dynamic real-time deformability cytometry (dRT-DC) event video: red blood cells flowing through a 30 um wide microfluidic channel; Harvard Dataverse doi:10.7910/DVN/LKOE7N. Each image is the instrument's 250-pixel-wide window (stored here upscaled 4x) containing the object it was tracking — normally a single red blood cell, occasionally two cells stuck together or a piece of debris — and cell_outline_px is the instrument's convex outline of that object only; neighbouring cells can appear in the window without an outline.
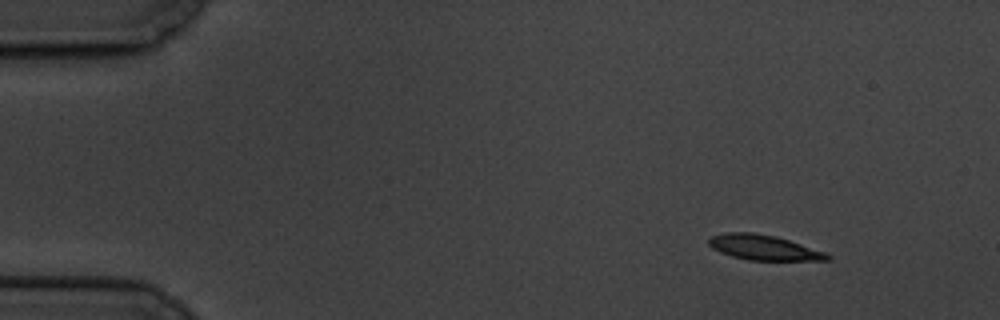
{"species": "common noctule bat (a hibernating species)", "species_latin": "Nyctalus noctula", "temperature_condition": "cold", "stored_images_in_passage": 5, "camera_frame_rate_fps": 3000, "um_per_image_px": 0.085, "animal": {"sex": "male", "body_mass_g": 19.5, "forearm_length_mm": 54.6}, "frame": {"image": 1, "passage_image": 1, "time_ms": 0.0, "image_size_px": [1000, 320], "cell_outline_px": [[832, 260], [748, 260], [732, 256], [720, 252], [712, 248], [708, 244], [708, 240], [712, 236], [724, 232], [752, 232], [776, 236], [824, 252], [832, 256]], "centroid_in_image_um": [64.89, 21.03], "position_along_channel_um": 20.1, "area_um2": 17.22}}
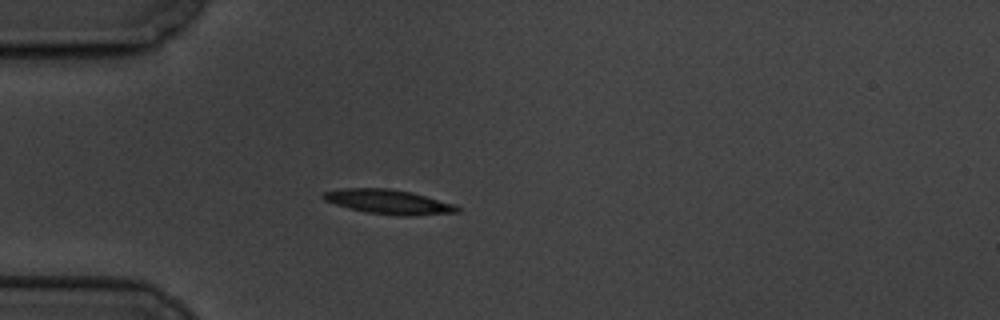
{"frame": {"image": 2, "passage_image": 4, "time_ms": 3.333, "image_size_px": [1000, 320], "cell_outline_px": [[460, 212], [408, 216], [404, 216], [368, 212], [348, 208], [324, 200], [320, 196], [324, 192], [344, 188], [388, 188], [412, 192], [456, 204], [460, 208]], "centroid_in_image_um": [33.06, 17.15], "position_along_channel_um": 51.9, "area_um2": 19.07}}